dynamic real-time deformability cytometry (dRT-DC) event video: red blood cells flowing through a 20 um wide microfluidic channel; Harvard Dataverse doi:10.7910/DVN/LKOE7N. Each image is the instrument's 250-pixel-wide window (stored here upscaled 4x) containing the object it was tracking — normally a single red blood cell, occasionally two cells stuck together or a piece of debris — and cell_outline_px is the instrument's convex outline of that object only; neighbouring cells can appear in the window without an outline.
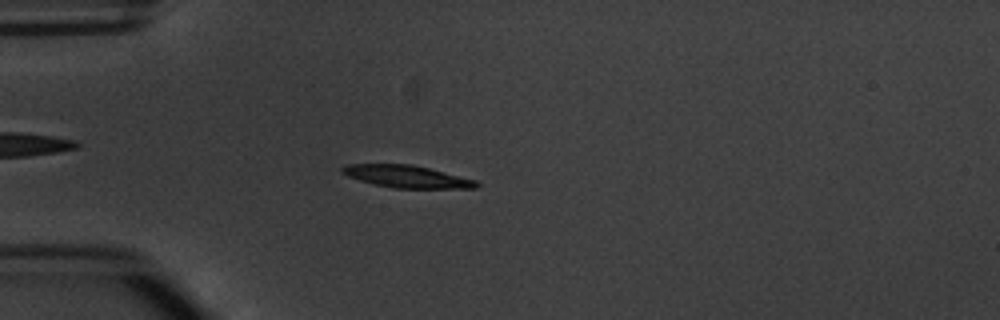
{"species": "common noctule bat (a hibernating species)", "species_latin": "Nyctalus noctula", "temperature_condition": "warm", "stored_images_in_passage": 4, "camera_frame_rate_fps": 3000, "um_per_image_px": 0.085, "animal": {"sex": "male", "body_mass_g": 20.1, "forearm_length_mm": 53.5}, "frame": {"image": 1, "passage_image": 4, "time_ms": 3.667, "image_size_px": [1000, 320], "cell_outline_px": [[480, 184], [476, 188], [396, 188], [376, 184], [360, 180], [348, 176], [340, 172], [340, 168], [344, 164], [412, 164], [476, 180]], "centroid_in_image_um": [34.55, 14.99], "position_along_channel_um": 50.4, "area_um2": 17.28}}